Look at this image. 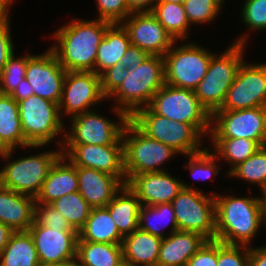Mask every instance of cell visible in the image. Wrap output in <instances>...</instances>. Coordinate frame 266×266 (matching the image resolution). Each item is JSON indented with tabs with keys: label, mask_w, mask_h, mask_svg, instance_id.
Wrapping results in <instances>:
<instances>
[{
	"label": "cell",
	"mask_w": 266,
	"mask_h": 266,
	"mask_svg": "<svg viewBox=\"0 0 266 266\" xmlns=\"http://www.w3.org/2000/svg\"><path fill=\"white\" fill-rule=\"evenodd\" d=\"M187 157L189 159L184 166L190 171L191 177L194 179L205 181L219 174L220 168L217 166L219 159L212 151H209V147L206 146L203 151Z\"/></svg>",
	"instance_id": "38"
},
{
	"label": "cell",
	"mask_w": 266,
	"mask_h": 266,
	"mask_svg": "<svg viewBox=\"0 0 266 266\" xmlns=\"http://www.w3.org/2000/svg\"><path fill=\"white\" fill-rule=\"evenodd\" d=\"M14 232L11 227L0 222V252L4 250Z\"/></svg>",
	"instance_id": "51"
},
{
	"label": "cell",
	"mask_w": 266,
	"mask_h": 266,
	"mask_svg": "<svg viewBox=\"0 0 266 266\" xmlns=\"http://www.w3.org/2000/svg\"><path fill=\"white\" fill-rule=\"evenodd\" d=\"M94 111L71 117L70 129L64 133L62 141L58 139L57 148L62 144L123 145L122 133L130 117L119 116V121H113Z\"/></svg>",
	"instance_id": "12"
},
{
	"label": "cell",
	"mask_w": 266,
	"mask_h": 266,
	"mask_svg": "<svg viewBox=\"0 0 266 266\" xmlns=\"http://www.w3.org/2000/svg\"><path fill=\"white\" fill-rule=\"evenodd\" d=\"M185 0H157V2H171V3H178L183 4Z\"/></svg>",
	"instance_id": "56"
},
{
	"label": "cell",
	"mask_w": 266,
	"mask_h": 266,
	"mask_svg": "<svg viewBox=\"0 0 266 266\" xmlns=\"http://www.w3.org/2000/svg\"><path fill=\"white\" fill-rule=\"evenodd\" d=\"M13 0H0V22L9 14V8L13 4Z\"/></svg>",
	"instance_id": "52"
},
{
	"label": "cell",
	"mask_w": 266,
	"mask_h": 266,
	"mask_svg": "<svg viewBox=\"0 0 266 266\" xmlns=\"http://www.w3.org/2000/svg\"><path fill=\"white\" fill-rule=\"evenodd\" d=\"M39 266H77V262L76 261H67V262L49 263V264L40 263Z\"/></svg>",
	"instance_id": "55"
},
{
	"label": "cell",
	"mask_w": 266,
	"mask_h": 266,
	"mask_svg": "<svg viewBox=\"0 0 266 266\" xmlns=\"http://www.w3.org/2000/svg\"><path fill=\"white\" fill-rule=\"evenodd\" d=\"M40 262L29 231H15L0 252V266H39Z\"/></svg>",
	"instance_id": "31"
},
{
	"label": "cell",
	"mask_w": 266,
	"mask_h": 266,
	"mask_svg": "<svg viewBox=\"0 0 266 266\" xmlns=\"http://www.w3.org/2000/svg\"><path fill=\"white\" fill-rule=\"evenodd\" d=\"M150 55L144 50L138 48L137 46L130 45L125 55L120 60L123 67L132 71L135 70L139 65L143 63Z\"/></svg>",
	"instance_id": "47"
},
{
	"label": "cell",
	"mask_w": 266,
	"mask_h": 266,
	"mask_svg": "<svg viewBox=\"0 0 266 266\" xmlns=\"http://www.w3.org/2000/svg\"><path fill=\"white\" fill-rule=\"evenodd\" d=\"M249 266H266V245L250 247Z\"/></svg>",
	"instance_id": "50"
},
{
	"label": "cell",
	"mask_w": 266,
	"mask_h": 266,
	"mask_svg": "<svg viewBox=\"0 0 266 266\" xmlns=\"http://www.w3.org/2000/svg\"><path fill=\"white\" fill-rule=\"evenodd\" d=\"M15 151L12 149L4 159L7 161L0 169V186L36 198L50 168L62 155V150H43L42 153L13 160L11 157Z\"/></svg>",
	"instance_id": "7"
},
{
	"label": "cell",
	"mask_w": 266,
	"mask_h": 266,
	"mask_svg": "<svg viewBox=\"0 0 266 266\" xmlns=\"http://www.w3.org/2000/svg\"><path fill=\"white\" fill-rule=\"evenodd\" d=\"M12 148L0 137V158L5 159Z\"/></svg>",
	"instance_id": "53"
},
{
	"label": "cell",
	"mask_w": 266,
	"mask_h": 266,
	"mask_svg": "<svg viewBox=\"0 0 266 266\" xmlns=\"http://www.w3.org/2000/svg\"><path fill=\"white\" fill-rule=\"evenodd\" d=\"M266 107V63L243 61L219 110Z\"/></svg>",
	"instance_id": "14"
},
{
	"label": "cell",
	"mask_w": 266,
	"mask_h": 266,
	"mask_svg": "<svg viewBox=\"0 0 266 266\" xmlns=\"http://www.w3.org/2000/svg\"><path fill=\"white\" fill-rule=\"evenodd\" d=\"M206 241L207 239L197 232L177 230L162 240L157 264L186 266L188 260Z\"/></svg>",
	"instance_id": "22"
},
{
	"label": "cell",
	"mask_w": 266,
	"mask_h": 266,
	"mask_svg": "<svg viewBox=\"0 0 266 266\" xmlns=\"http://www.w3.org/2000/svg\"><path fill=\"white\" fill-rule=\"evenodd\" d=\"M208 195V196H207ZM178 230L197 232L207 240H215V194L183 182V189L171 202Z\"/></svg>",
	"instance_id": "10"
},
{
	"label": "cell",
	"mask_w": 266,
	"mask_h": 266,
	"mask_svg": "<svg viewBox=\"0 0 266 266\" xmlns=\"http://www.w3.org/2000/svg\"><path fill=\"white\" fill-rule=\"evenodd\" d=\"M50 204L62 213L76 231L84 226L92 209L78 191L64 195Z\"/></svg>",
	"instance_id": "35"
},
{
	"label": "cell",
	"mask_w": 266,
	"mask_h": 266,
	"mask_svg": "<svg viewBox=\"0 0 266 266\" xmlns=\"http://www.w3.org/2000/svg\"><path fill=\"white\" fill-rule=\"evenodd\" d=\"M143 266H159L158 264H148V265H143Z\"/></svg>",
	"instance_id": "58"
},
{
	"label": "cell",
	"mask_w": 266,
	"mask_h": 266,
	"mask_svg": "<svg viewBox=\"0 0 266 266\" xmlns=\"http://www.w3.org/2000/svg\"><path fill=\"white\" fill-rule=\"evenodd\" d=\"M126 183L135 175L165 171L160 166L178 155L170 146L150 138L129 120L122 133Z\"/></svg>",
	"instance_id": "6"
},
{
	"label": "cell",
	"mask_w": 266,
	"mask_h": 266,
	"mask_svg": "<svg viewBox=\"0 0 266 266\" xmlns=\"http://www.w3.org/2000/svg\"><path fill=\"white\" fill-rule=\"evenodd\" d=\"M18 107L24 138L30 145L48 146L59 134L64 138L67 126L57 103L32 95L19 101Z\"/></svg>",
	"instance_id": "11"
},
{
	"label": "cell",
	"mask_w": 266,
	"mask_h": 266,
	"mask_svg": "<svg viewBox=\"0 0 266 266\" xmlns=\"http://www.w3.org/2000/svg\"><path fill=\"white\" fill-rule=\"evenodd\" d=\"M219 3H221L222 5L225 4V0H217Z\"/></svg>",
	"instance_id": "57"
},
{
	"label": "cell",
	"mask_w": 266,
	"mask_h": 266,
	"mask_svg": "<svg viewBox=\"0 0 266 266\" xmlns=\"http://www.w3.org/2000/svg\"><path fill=\"white\" fill-rule=\"evenodd\" d=\"M28 231L33 238L40 263L76 261L78 231H60L35 222Z\"/></svg>",
	"instance_id": "19"
},
{
	"label": "cell",
	"mask_w": 266,
	"mask_h": 266,
	"mask_svg": "<svg viewBox=\"0 0 266 266\" xmlns=\"http://www.w3.org/2000/svg\"><path fill=\"white\" fill-rule=\"evenodd\" d=\"M111 24L97 18L72 19L53 32L52 39L56 44L50 49L66 71L95 72L98 46Z\"/></svg>",
	"instance_id": "1"
},
{
	"label": "cell",
	"mask_w": 266,
	"mask_h": 266,
	"mask_svg": "<svg viewBox=\"0 0 266 266\" xmlns=\"http://www.w3.org/2000/svg\"><path fill=\"white\" fill-rule=\"evenodd\" d=\"M177 42L163 56L165 83L194 91L207 73L214 52L195 41L185 44L183 40L179 45Z\"/></svg>",
	"instance_id": "8"
},
{
	"label": "cell",
	"mask_w": 266,
	"mask_h": 266,
	"mask_svg": "<svg viewBox=\"0 0 266 266\" xmlns=\"http://www.w3.org/2000/svg\"><path fill=\"white\" fill-rule=\"evenodd\" d=\"M240 37V38H239ZM220 55L213 54L207 73L194 90L199 103L212 115L225 101L227 91L235 80L244 59L249 36L243 34ZM218 55V56H217Z\"/></svg>",
	"instance_id": "4"
},
{
	"label": "cell",
	"mask_w": 266,
	"mask_h": 266,
	"mask_svg": "<svg viewBox=\"0 0 266 266\" xmlns=\"http://www.w3.org/2000/svg\"><path fill=\"white\" fill-rule=\"evenodd\" d=\"M131 45L149 55L164 56L176 42L151 12L131 13L122 23Z\"/></svg>",
	"instance_id": "17"
},
{
	"label": "cell",
	"mask_w": 266,
	"mask_h": 266,
	"mask_svg": "<svg viewBox=\"0 0 266 266\" xmlns=\"http://www.w3.org/2000/svg\"><path fill=\"white\" fill-rule=\"evenodd\" d=\"M151 13L176 41L188 40V31L192 25L187 19L183 4L156 2Z\"/></svg>",
	"instance_id": "34"
},
{
	"label": "cell",
	"mask_w": 266,
	"mask_h": 266,
	"mask_svg": "<svg viewBox=\"0 0 266 266\" xmlns=\"http://www.w3.org/2000/svg\"><path fill=\"white\" fill-rule=\"evenodd\" d=\"M77 266H122L121 244L77 242Z\"/></svg>",
	"instance_id": "30"
},
{
	"label": "cell",
	"mask_w": 266,
	"mask_h": 266,
	"mask_svg": "<svg viewBox=\"0 0 266 266\" xmlns=\"http://www.w3.org/2000/svg\"><path fill=\"white\" fill-rule=\"evenodd\" d=\"M260 195L261 209H262V222L266 225V188L263 189ZM266 227V226H265Z\"/></svg>",
	"instance_id": "54"
},
{
	"label": "cell",
	"mask_w": 266,
	"mask_h": 266,
	"mask_svg": "<svg viewBox=\"0 0 266 266\" xmlns=\"http://www.w3.org/2000/svg\"><path fill=\"white\" fill-rule=\"evenodd\" d=\"M157 0H126L127 8L131 13L152 12Z\"/></svg>",
	"instance_id": "48"
},
{
	"label": "cell",
	"mask_w": 266,
	"mask_h": 266,
	"mask_svg": "<svg viewBox=\"0 0 266 266\" xmlns=\"http://www.w3.org/2000/svg\"><path fill=\"white\" fill-rule=\"evenodd\" d=\"M212 147L209 150L219 159L231 166L225 176L239 164L251 157L261 145L254 140L246 138H209ZM212 149V150H211ZM214 151V152H213Z\"/></svg>",
	"instance_id": "32"
},
{
	"label": "cell",
	"mask_w": 266,
	"mask_h": 266,
	"mask_svg": "<svg viewBox=\"0 0 266 266\" xmlns=\"http://www.w3.org/2000/svg\"><path fill=\"white\" fill-rule=\"evenodd\" d=\"M183 6L190 25L209 24L223 8L217 0H185Z\"/></svg>",
	"instance_id": "39"
},
{
	"label": "cell",
	"mask_w": 266,
	"mask_h": 266,
	"mask_svg": "<svg viewBox=\"0 0 266 266\" xmlns=\"http://www.w3.org/2000/svg\"><path fill=\"white\" fill-rule=\"evenodd\" d=\"M9 14L0 22V74L6 65L8 58L14 53Z\"/></svg>",
	"instance_id": "46"
},
{
	"label": "cell",
	"mask_w": 266,
	"mask_h": 266,
	"mask_svg": "<svg viewBox=\"0 0 266 266\" xmlns=\"http://www.w3.org/2000/svg\"><path fill=\"white\" fill-rule=\"evenodd\" d=\"M0 137L12 148L42 149L47 145H30L24 138L18 102L9 94L0 93Z\"/></svg>",
	"instance_id": "28"
},
{
	"label": "cell",
	"mask_w": 266,
	"mask_h": 266,
	"mask_svg": "<svg viewBox=\"0 0 266 266\" xmlns=\"http://www.w3.org/2000/svg\"><path fill=\"white\" fill-rule=\"evenodd\" d=\"M26 55L18 57L13 53L0 74V93L11 94L17 85L25 79L28 58L32 55L28 51Z\"/></svg>",
	"instance_id": "37"
},
{
	"label": "cell",
	"mask_w": 266,
	"mask_h": 266,
	"mask_svg": "<svg viewBox=\"0 0 266 266\" xmlns=\"http://www.w3.org/2000/svg\"><path fill=\"white\" fill-rule=\"evenodd\" d=\"M209 138H246L266 145V107L216 110Z\"/></svg>",
	"instance_id": "13"
},
{
	"label": "cell",
	"mask_w": 266,
	"mask_h": 266,
	"mask_svg": "<svg viewBox=\"0 0 266 266\" xmlns=\"http://www.w3.org/2000/svg\"><path fill=\"white\" fill-rule=\"evenodd\" d=\"M77 191V166L61 155L50 168L35 201L50 204L64 195Z\"/></svg>",
	"instance_id": "23"
},
{
	"label": "cell",
	"mask_w": 266,
	"mask_h": 266,
	"mask_svg": "<svg viewBox=\"0 0 266 266\" xmlns=\"http://www.w3.org/2000/svg\"><path fill=\"white\" fill-rule=\"evenodd\" d=\"M103 100L107 98L102 92L99 75L92 71H66L58 104L61 118L65 114L71 118L94 109V105Z\"/></svg>",
	"instance_id": "15"
},
{
	"label": "cell",
	"mask_w": 266,
	"mask_h": 266,
	"mask_svg": "<svg viewBox=\"0 0 266 266\" xmlns=\"http://www.w3.org/2000/svg\"><path fill=\"white\" fill-rule=\"evenodd\" d=\"M165 84L164 58L150 55L135 70L130 71L118 89L107 99H114L111 108L119 116L131 117L148 107L155 93Z\"/></svg>",
	"instance_id": "3"
},
{
	"label": "cell",
	"mask_w": 266,
	"mask_h": 266,
	"mask_svg": "<svg viewBox=\"0 0 266 266\" xmlns=\"http://www.w3.org/2000/svg\"><path fill=\"white\" fill-rule=\"evenodd\" d=\"M34 222L49 228L60 229V231H76L67 222L59 210L51 204L36 203L34 205Z\"/></svg>",
	"instance_id": "40"
},
{
	"label": "cell",
	"mask_w": 266,
	"mask_h": 266,
	"mask_svg": "<svg viewBox=\"0 0 266 266\" xmlns=\"http://www.w3.org/2000/svg\"><path fill=\"white\" fill-rule=\"evenodd\" d=\"M149 107L172 121L193 125L204 137L209 136L211 115L199 103L195 92L164 84L153 96Z\"/></svg>",
	"instance_id": "9"
},
{
	"label": "cell",
	"mask_w": 266,
	"mask_h": 266,
	"mask_svg": "<svg viewBox=\"0 0 266 266\" xmlns=\"http://www.w3.org/2000/svg\"><path fill=\"white\" fill-rule=\"evenodd\" d=\"M78 241L122 244L123 235L105 207L92 208L84 226L78 231Z\"/></svg>",
	"instance_id": "29"
},
{
	"label": "cell",
	"mask_w": 266,
	"mask_h": 266,
	"mask_svg": "<svg viewBox=\"0 0 266 266\" xmlns=\"http://www.w3.org/2000/svg\"><path fill=\"white\" fill-rule=\"evenodd\" d=\"M131 45L127 30L121 23L111 24L98 46L95 73L101 75L108 68L120 62Z\"/></svg>",
	"instance_id": "26"
},
{
	"label": "cell",
	"mask_w": 266,
	"mask_h": 266,
	"mask_svg": "<svg viewBox=\"0 0 266 266\" xmlns=\"http://www.w3.org/2000/svg\"><path fill=\"white\" fill-rule=\"evenodd\" d=\"M35 198L0 186V222L14 231H28L34 222Z\"/></svg>",
	"instance_id": "24"
},
{
	"label": "cell",
	"mask_w": 266,
	"mask_h": 266,
	"mask_svg": "<svg viewBox=\"0 0 266 266\" xmlns=\"http://www.w3.org/2000/svg\"><path fill=\"white\" fill-rule=\"evenodd\" d=\"M162 238L140 228L123 237V263L127 266L157 264Z\"/></svg>",
	"instance_id": "25"
},
{
	"label": "cell",
	"mask_w": 266,
	"mask_h": 266,
	"mask_svg": "<svg viewBox=\"0 0 266 266\" xmlns=\"http://www.w3.org/2000/svg\"><path fill=\"white\" fill-rule=\"evenodd\" d=\"M65 75L66 70L50 48L28 58L25 79L34 88L36 96L59 104Z\"/></svg>",
	"instance_id": "16"
},
{
	"label": "cell",
	"mask_w": 266,
	"mask_h": 266,
	"mask_svg": "<svg viewBox=\"0 0 266 266\" xmlns=\"http://www.w3.org/2000/svg\"><path fill=\"white\" fill-rule=\"evenodd\" d=\"M98 8L99 20L112 24L122 23L131 12L127 8L126 0H95Z\"/></svg>",
	"instance_id": "43"
},
{
	"label": "cell",
	"mask_w": 266,
	"mask_h": 266,
	"mask_svg": "<svg viewBox=\"0 0 266 266\" xmlns=\"http://www.w3.org/2000/svg\"><path fill=\"white\" fill-rule=\"evenodd\" d=\"M62 155L73 165L126 177L123 145L62 144Z\"/></svg>",
	"instance_id": "18"
},
{
	"label": "cell",
	"mask_w": 266,
	"mask_h": 266,
	"mask_svg": "<svg viewBox=\"0 0 266 266\" xmlns=\"http://www.w3.org/2000/svg\"><path fill=\"white\" fill-rule=\"evenodd\" d=\"M130 120L147 136L170 146L184 156L203 151L204 136L191 124L172 121L149 106L137 110Z\"/></svg>",
	"instance_id": "5"
},
{
	"label": "cell",
	"mask_w": 266,
	"mask_h": 266,
	"mask_svg": "<svg viewBox=\"0 0 266 266\" xmlns=\"http://www.w3.org/2000/svg\"><path fill=\"white\" fill-rule=\"evenodd\" d=\"M126 184L143 206L171 203L183 189V181L173 177L167 170L135 175Z\"/></svg>",
	"instance_id": "20"
},
{
	"label": "cell",
	"mask_w": 266,
	"mask_h": 266,
	"mask_svg": "<svg viewBox=\"0 0 266 266\" xmlns=\"http://www.w3.org/2000/svg\"><path fill=\"white\" fill-rule=\"evenodd\" d=\"M138 219L141 230L162 239L178 230L176 216L171 203H161L155 206L141 205ZM169 225L171 226V228H168L170 229L169 232L163 234L164 229Z\"/></svg>",
	"instance_id": "33"
},
{
	"label": "cell",
	"mask_w": 266,
	"mask_h": 266,
	"mask_svg": "<svg viewBox=\"0 0 266 266\" xmlns=\"http://www.w3.org/2000/svg\"><path fill=\"white\" fill-rule=\"evenodd\" d=\"M250 246L228 245L218 241V266H249Z\"/></svg>",
	"instance_id": "42"
},
{
	"label": "cell",
	"mask_w": 266,
	"mask_h": 266,
	"mask_svg": "<svg viewBox=\"0 0 266 266\" xmlns=\"http://www.w3.org/2000/svg\"><path fill=\"white\" fill-rule=\"evenodd\" d=\"M77 180L78 192L92 208L106 207L126 184V177L81 166H77Z\"/></svg>",
	"instance_id": "21"
},
{
	"label": "cell",
	"mask_w": 266,
	"mask_h": 266,
	"mask_svg": "<svg viewBox=\"0 0 266 266\" xmlns=\"http://www.w3.org/2000/svg\"><path fill=\"white\" fill-rule=\"evenodd\" d=\"M228 177L245 180L260 187V191L266 188V145L261 146L246 161L236 166Z\"/></svg>",
	"instance_id": "36"
},
{
	"label": "cell",
	"mask_w": 266,
	"mask_h": 266,
	"mask_svg": "<svg viewBox=\"0 0 266 266\" xmlns=\"http://www.w3.org/2000/svg\"><path fill=\"white\" fill-rule=\"evenodd\" d=\"M129 75V70L122 66L120 62L108 68L100 75L101 89L104 96L108 99L122 84Z\"/></svg>",
	"instance_id": "44"
},
{
	"label": "cell",
	"mask_w": 266,
	"mask_h": 266,
	"mask_svg": "<svg viewBox=\"0 0 266 266\" xmlns=\"http://www.w3.org/2000/svg\"><path fill=\"white\" fill-rule=\"evenodd\" d=\"M241 10V19L248 29L266 30V0H245Z\"/></svg>",
	"instance_id": "41"
},
{
	"label": "cell",
	"mask_w": 266,
	"mask_h": 266,
	"mask_svg": "<svg viewBox=\"0 0 266 266\" xmlns=\"http://www.w3.org/2000/svg\"><path fill=\"white\" fill-rule=\"evenodd\" d=\"M215 240L251 247L263 226L260 197L215 194Z\"/></svg>",
	"instance_id": "2"
},
{
	"label": "cell",
	"mask_w": 266,
	"mask_h": 266,
	"mask_svg": "<svg viewBox=\"0 0 266 266\" xmlns=\"http://www.w3.org/2000/svg\"><path fill=\"white\" fill-rule=\"evenodd\" d=\"M140 207L137 195L125 184L105 208L109 211L118 231L126 236L139 228Z\"/></svg>",
	"instance_id": "27"
},
{
	"label": "cell",
	"mask_w": 266,
	"mask_h": 266,
	"mask_svg": "<svg viewBox=\"0 0 266 266\" xmlns=\"http://www.w3.org/2000/svg\"><path fill=\"white\" fill-rule=\"evenodd\" d=\"M218 241L207 240L186 266H218Z\"/></svg>",
	"instance_id": "45"
},
{
	"label": "cell",
	"mask_w": 266,
	"mask_h": 266,
	"mask_svg": "<svg viewBox=\"0 0 266 266\" xmlns=\"http://www.w3.org/2000/svg\"><path fill=\"white\" fill-rule=\"evenodd\" d=\"M34 88L32 85L27 81V79H24L22 82H20L16 89L13 90V92L10 94V96L16 101L19 102L23 99L28 98L29 96L34 95Z\"/></svg>",
	"instance_id": "49"
}]
</instances>
